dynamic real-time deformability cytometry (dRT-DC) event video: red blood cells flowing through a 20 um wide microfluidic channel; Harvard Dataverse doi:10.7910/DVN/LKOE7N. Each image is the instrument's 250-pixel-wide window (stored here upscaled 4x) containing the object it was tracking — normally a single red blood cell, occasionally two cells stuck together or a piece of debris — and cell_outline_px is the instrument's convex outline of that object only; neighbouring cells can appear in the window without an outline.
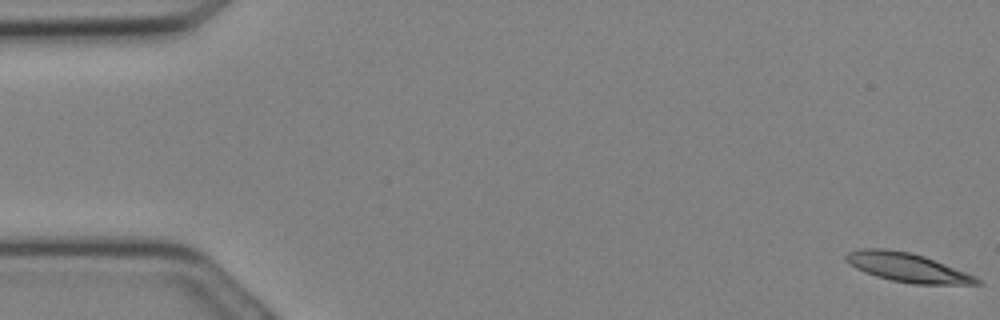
{"species": "Egyptian fruit bat (a non-hibernating species)", "species_latin": "Rousettus aegyptiacus", "temperature_condition": "cold", "stored_images_in_passage": 10, "camera_frame_rate_fps": 3000, "um_per_image_px": 0.085, "animal": {"sex": "female"}, "frame": {"image": 1, "passage_image": 1, "time_ms": 0.0, "image_size_px": [1000, 320], "cell_outline_px": [[984, 284], [912, 284], [892, 280], [876, 276], [856, 268], [844, 260], [844, 256], [848, 252], [860, 248], [888, 248], [912, 252], [924, 256], [976, 276]], "centroid_in_image_um": [77.11, 22.72], "position_along_channel_um": 7.9, "area_um2": 22.14}}
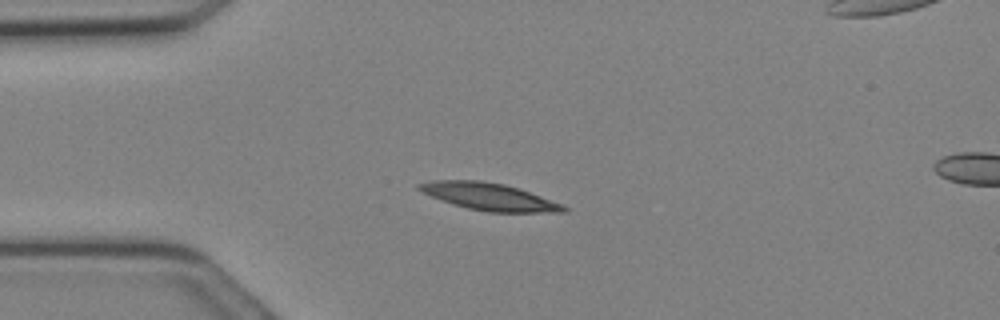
{"frame": {"image": 2, "passage_image": 8, "time_ms": 2.333, "image_size_px": [1000, 320], "cell_outline_px": [[568, 212], [488, 212], [468, 208], [452, 204], [432, 196], [416, 188], [416, 184], [432, 180], [480, 180], [504, 184], [564, 204], [568, 208]], "centroid_in_image_um": [41.58, 16.71], "position_along_channel_um": 43.4, "area_um2": 22.72}}